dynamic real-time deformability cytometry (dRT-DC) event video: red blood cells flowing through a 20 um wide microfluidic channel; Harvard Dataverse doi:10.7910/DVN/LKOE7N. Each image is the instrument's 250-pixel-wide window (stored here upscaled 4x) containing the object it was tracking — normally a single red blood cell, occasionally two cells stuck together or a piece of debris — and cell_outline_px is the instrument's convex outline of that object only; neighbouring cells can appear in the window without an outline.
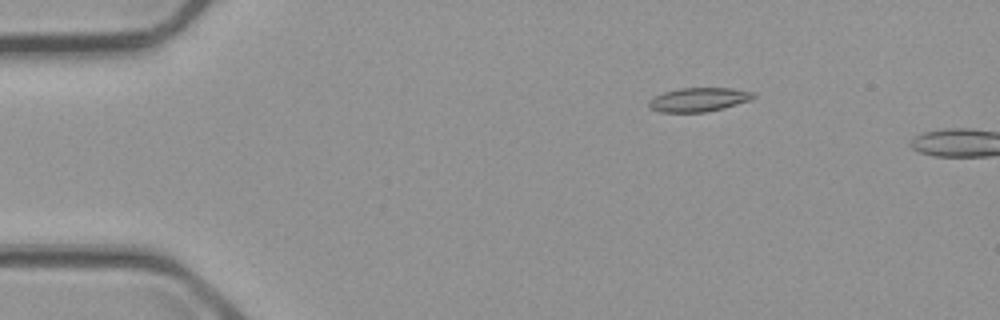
{"species": "common noctule bat (a hibernating species)", "species_latin": "Nyctalus noctula", "temperature_condition": "cold", "stored_images_in_passage": 4, "camera_frame_rate_fps": 3000, "um_per_image_px": 0.085, "animal": {"sex": "male", "body_mass_g": 23.1, "forearm_length_mm": 52.7}, "frame": {"image": 1, "passage_image": 2, "time_ms": 1.333, "image_size_px": [1000, 320], "cell_outline_px": [[756, 96], [752, 100], [724, 108], [704, 112], [660, 112], [652, 108], [648, 104], [648, 100], [664, 92], [680, 88], [732, 88], [756, 92]], "centroid_in_image_um": [59.45, 8.46], "position_along_channel_um": 25.5, "area_um2": 14.62}}